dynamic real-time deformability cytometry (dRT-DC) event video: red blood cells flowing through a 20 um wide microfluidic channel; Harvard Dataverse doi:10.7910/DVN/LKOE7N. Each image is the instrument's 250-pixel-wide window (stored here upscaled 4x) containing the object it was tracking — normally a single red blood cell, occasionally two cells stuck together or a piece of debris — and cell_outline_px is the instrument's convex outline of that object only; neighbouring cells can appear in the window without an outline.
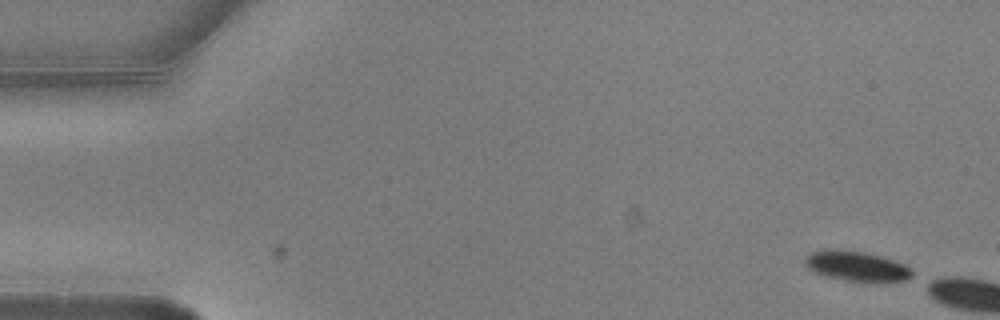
{"species": "common noctule bat (a hibernating species)", "species_latin": "Nyctalus noctula", "temperature_condition": "warm", "stored_images_in_passage": 3, "camera_frame_rate_fps": 3000, "um_per_image_px": 0.085, "animal": {"sex": "male", "body_mass_g": 20.5, "forearm_length_mm": 52.5}, "frame": {"image": 1, "passage_image": 1, "time_ms": 0.0, "image_size_px": [1000, 320], "cell_outline_px": [[912, 276], [904, 280], [844, 280], [824, 276], [808, 268], [804, 264], [804, 260], [812, 252], [828, 248], [864, 252], [880, 256], [904, 264], [912, 272]], "centroid_in_image_um": [72.73, 22.59], "position_along_channel_um": 12.3, "area_um2": 18.09}}